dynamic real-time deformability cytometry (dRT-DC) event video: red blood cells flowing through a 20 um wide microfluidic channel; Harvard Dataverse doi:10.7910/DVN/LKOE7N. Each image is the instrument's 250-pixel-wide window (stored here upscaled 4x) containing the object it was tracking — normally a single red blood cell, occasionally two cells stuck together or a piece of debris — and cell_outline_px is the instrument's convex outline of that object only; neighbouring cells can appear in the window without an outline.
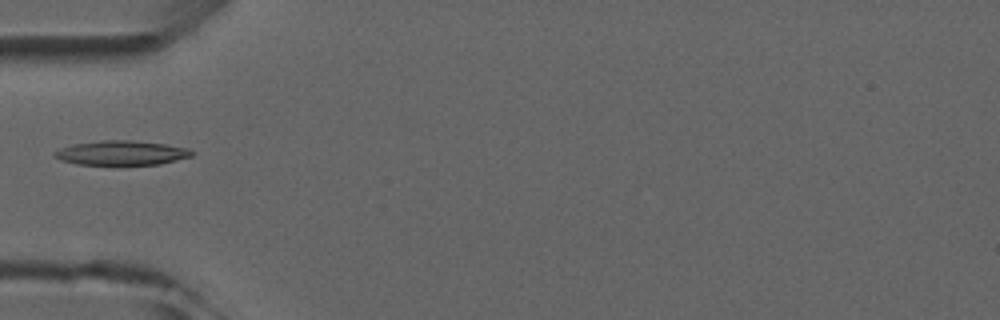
{"species": "common noctule bat (a hibernating species)", "species_latin": "Nyctalus noctula", "temperature_condition": "room temperature", "stored_images_in_passage": 6, "camera_frame_rate_fps": 3000, "um_per_image_px": 0.085, "animal": {"sex": "male", "forearm_length_mm": 52.5}, "frame": {"image": 1, "passage_image": 5, "time_ms": 4.667, "image_size_px": [1000, 320], "cell_outline_px": [[196, 152], [192, 156], [160, 164], [76, 164], [60, 160], [52, 156], [52, 152], [60, 148], [72, 144], [100, 140], [128, 140], [164, 144], [188, 148]], "centroid_in_image_um": [10.29, 12.99], "position_along_channel_um": 74.7, "area_um2": 19.54}}
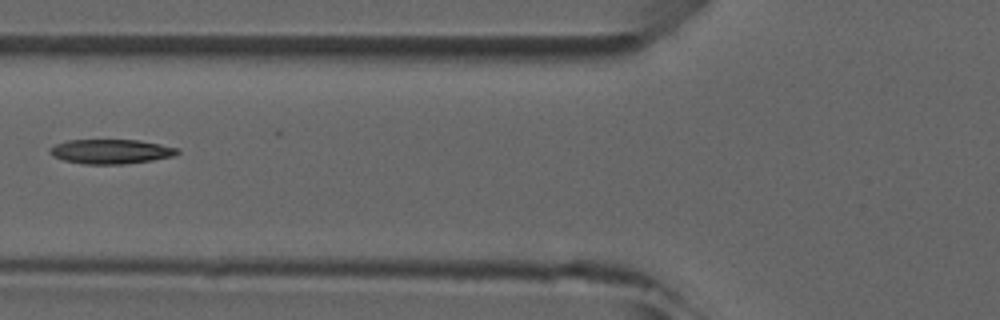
{"frame": {"image": 2, "passage_image": 6, "time_ms": 5.667, "image_size_px": [1000, 320], "cell_outline_px": [[180, 152], [176, 156], [152, 160], [124, 164], [84, 164], [64, 160], [52, 156], [48, 152], [48, 148], [56, 144], [68, 140], [140, 140], [180, 148]], "centroid_in_image_um": [9.45, 12.88], "position_along_channel_um": 116.4, "area_um2": 18.38}}